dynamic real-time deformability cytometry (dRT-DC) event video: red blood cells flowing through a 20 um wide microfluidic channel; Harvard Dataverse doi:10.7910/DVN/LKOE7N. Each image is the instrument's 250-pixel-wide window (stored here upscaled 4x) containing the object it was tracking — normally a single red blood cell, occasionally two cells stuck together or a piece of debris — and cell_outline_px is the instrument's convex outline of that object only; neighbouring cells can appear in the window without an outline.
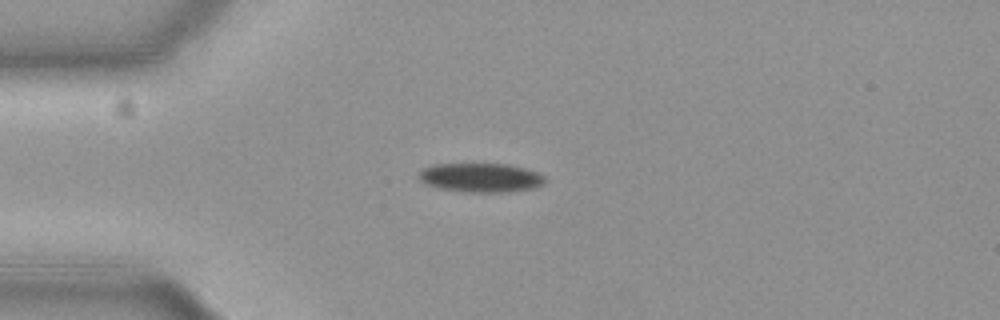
{"species": "common noctule bat (a hibernating species)", "species_latin": "Nyctalus noctula", "temperature_condition": "cold", "stored_images_in_passage": 43, "camera_frame_rate_fps": 3000, "um_per_image_px": 0.085, "animal": {"sex": "female", "body_mass_g": 19.3, "forearm_length_mm": 54.1}, "frame": {"image": 1, "passage_image": 1, "time_ms": 0.0, "image_size_px": [1000, 320], "cell_outline_px": [[548, 180], [544, 184], [532, 188], [508, 192], [464, 192], [436, 188], [424, 184], [420, 180], [420, 172], [424, 168], [432, 164], [504, 164], [524, 168], [536, 172], [544, 176]], "centroid_in_image_um": [40.85, 15.11], "position_along_channel_um": 44.1, "area_um2": 21.44}}
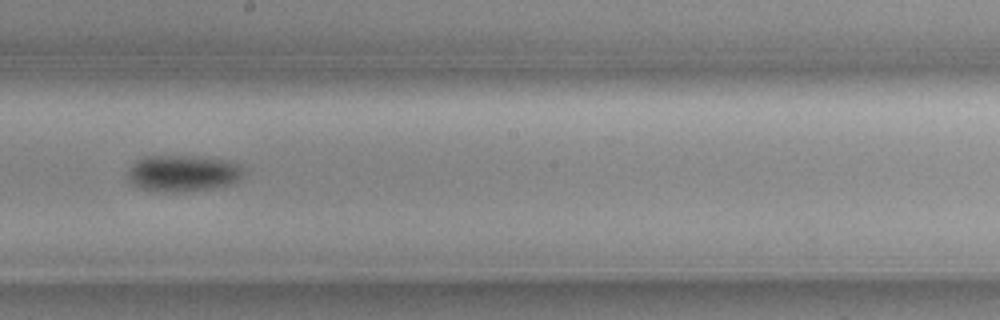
{"frame": {"image": 2, "passage_image": 18, "time_ms": 5.667, "image_size_px": [1000, 320], "cell_outline_px": [[244, 176], [240, 180], [232, 184], [184, 192], [152, 192], [140, 188], [132, 184], [128, 180], [128, 172], [144, 156], [192, 156], [228, 160], [240, 164], [244, 172]], "centroid_in_image_um": [15.59, 14.75], "position_along_channel_um": 232.6, "area_um2": 24.68}}
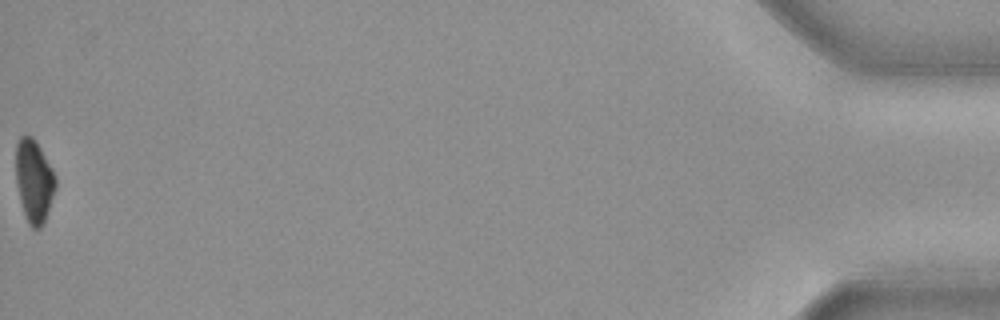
{"frame": {"image": 3, "passage_image": 43, "time_ms": 14.0, "image_size_px": [1000, 320], "cell_outline_px": [[56, 188], [48, 212], [40, 228], [32, 228], [28, 224], [20, 200], [16, 180], [16, 144], [20, 136], [32, 136], [36, 140], [52, 168], [56, 176]], "centroid_in_image_um": [2.9, 15.36], "position_along_channel_um": 432.3, "area_um2": 19.13}, "authors_computed_cell_mechanics": {"area_um2": 21.8484, "velocity_mm_per_s": 3.7043, "shape_relaxation_time_tau1_ms": 3.8661, "shape_relaxation_time_tau2_ms": null, "deformation_change_tau1": 0.1098, "deformation_change_tau2": null}}